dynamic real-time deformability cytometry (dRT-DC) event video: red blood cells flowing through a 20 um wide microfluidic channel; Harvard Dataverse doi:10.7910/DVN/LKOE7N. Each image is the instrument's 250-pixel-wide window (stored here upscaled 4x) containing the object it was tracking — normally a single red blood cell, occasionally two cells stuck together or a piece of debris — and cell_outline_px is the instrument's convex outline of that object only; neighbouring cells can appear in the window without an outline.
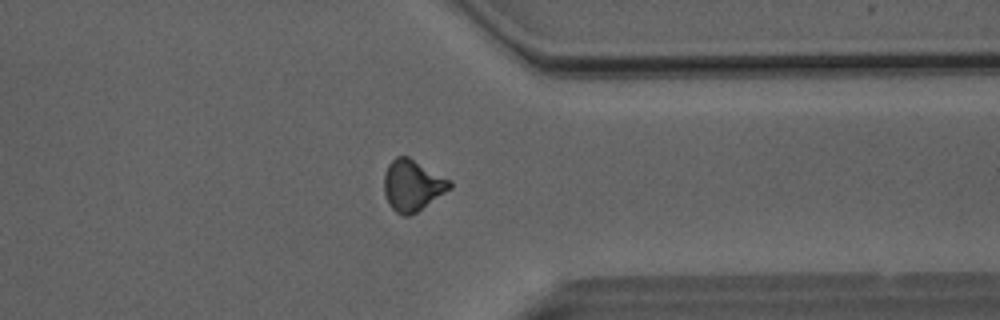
{"species": "Egyptian fruit bat (a non-hibernating species)", "species_latin": "Rousettus aegyptiacus", "temperature_condition": "room temperature", "stored_images_in_passage": 47, "camera_frame_rate_fps": 3000, "um_per_image_px": 0.085, "animal": {"sex": "male"}, "frame": {"image": 1, "passage_image": 36, "time_ms": 11.667, "image_size_px": [1000, 320], "cell_outline_px": [[452, 188], [416, 212], [408, 216], [404, 216], [396, 212], [388, 204], [384, 192], [384, 172], [388, 164], [396, 156], [408, 156], [452, 180]], "centroid_in_image_um": [35.06, 15.74], "position_along_channel_um": 376.3, "area_um2": 19.71}}
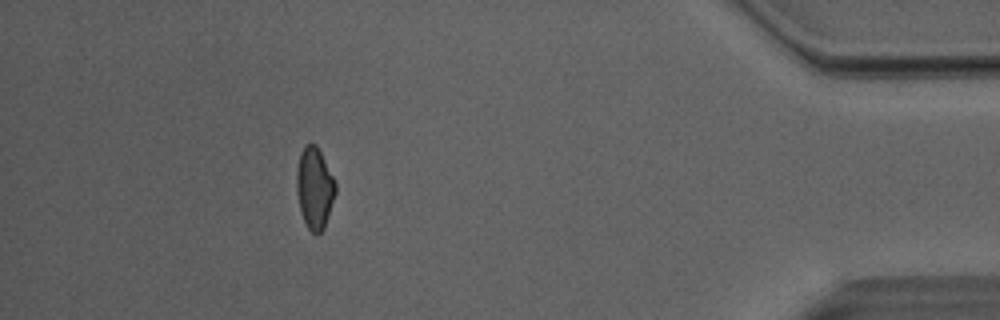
{"frame": {"image": 2, "passage_image": 42, "time_ms": 13.667, "image_size_px": [1000, 320], "cell_outline_px": [[336, 192], [324, 228], [320, 232], [312, 232], [308, 228], [300, 212], [296, 192], [296, 172], [300, 152], [304, 144], [316, 144], [336, 184]], "centroid_in_image_um": [26.71, 15.97], "position_along_channel_um": 408.5, "area_um2": 18.32}, "authors_computed_cell_mechanics": {"area_um2": 19.0162, "velocity_mm_per_s": 4.0585, "shape_relaxation_time_tau1_ms": null, "shape_relaxation_time_tau2_ms": 1.7656, "deformation_change_tau1": null, "deformation_change_tau2": 0.0738}}